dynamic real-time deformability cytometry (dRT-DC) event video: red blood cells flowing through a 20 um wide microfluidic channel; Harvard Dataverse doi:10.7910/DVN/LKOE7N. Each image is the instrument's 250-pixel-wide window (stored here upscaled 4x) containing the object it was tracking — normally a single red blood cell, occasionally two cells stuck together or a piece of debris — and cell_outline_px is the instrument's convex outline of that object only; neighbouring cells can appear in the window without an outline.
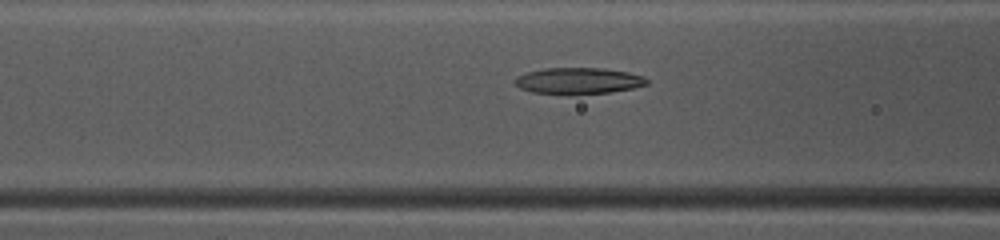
{"species": "common noctule bat (a hibernating species)", "species_latin": "Nyctalus noctula", "temperature_condition": "warm", "stored_images_in_passage": 45, "camera_frame_rate_fps": 3000, "um_per_image_px": 0.085, "animal": {"sex": "female", "body_mass_g": 10.0, "forearm_length_mm": 53.1}, "frame": {"image": 1, "passage_image": 16, "time_ms": 5.0, "image_size_px": [1000, 240], "cell_outline_px": [[648, 84], [632, 88], [608, 92], [568, 96], [532, 92], [520, 88], [516, 84], [516, 76], [528, 72], [544, 68], [604, 68], [628, 72], [644, 76], [648, 80]], "centroid_in_image_um": [49.16, 6.88], "position_along_channel_um": 117.4, "area_um2": 20.52}}
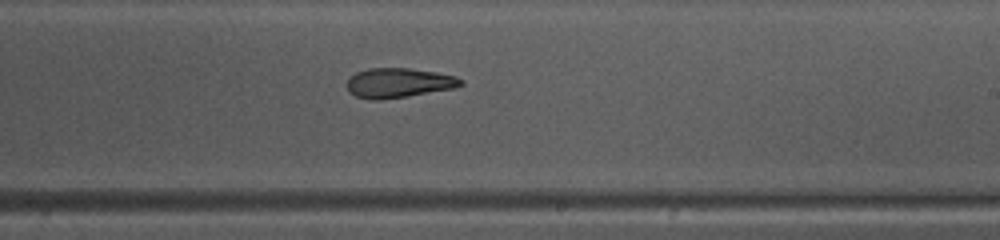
{"frame": {"image": 2, "passage_image": 26, "time_ms": 8.333, "image_size_px": [1000, 240], "cell_outline_px": [[464, 84], [452, 88], [380, 100], [372, 100], [356, 96], [348, 92], [348, 80], [356, 72], [368, 68], [408, 68], [436, 72], [456, 76], [464, 80]], "centroid_in_image_um": [33.88, 7.03], "position_along_channel_um": 255.1, "area_um2": 19.42}}
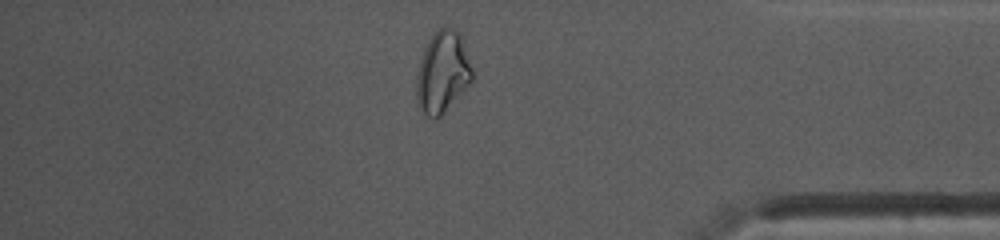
{"frame": {"image": 3, "passage_image": 38, "time_ms": 12.333, "image_size_px": [1000, 240], "cell_outline_px": [[472, 80], [440, 120], [436, 120], [428, 116], [420, 108], [416, 100], [416, 76], [420, 60], [424, 48], [436, 28], [444, 24], [460, 32], [472, 68]], "centroid_in_image_um": [37.61, 6.14], "position_along_channel_um": 397.6, "area_um2": 26.99}, "authors_computed_cell_mechanics": {"area_um2": 21.2126, "velocity_mm_per_s": 4.1132, "shape_relaxation_time_tau1_ms": 6.5254, "shape_relaxation_time_tau2_ms": 4.0802, "deformation_change_tau1": 0.2069, "deformation_change_tau2": 0.1352}}